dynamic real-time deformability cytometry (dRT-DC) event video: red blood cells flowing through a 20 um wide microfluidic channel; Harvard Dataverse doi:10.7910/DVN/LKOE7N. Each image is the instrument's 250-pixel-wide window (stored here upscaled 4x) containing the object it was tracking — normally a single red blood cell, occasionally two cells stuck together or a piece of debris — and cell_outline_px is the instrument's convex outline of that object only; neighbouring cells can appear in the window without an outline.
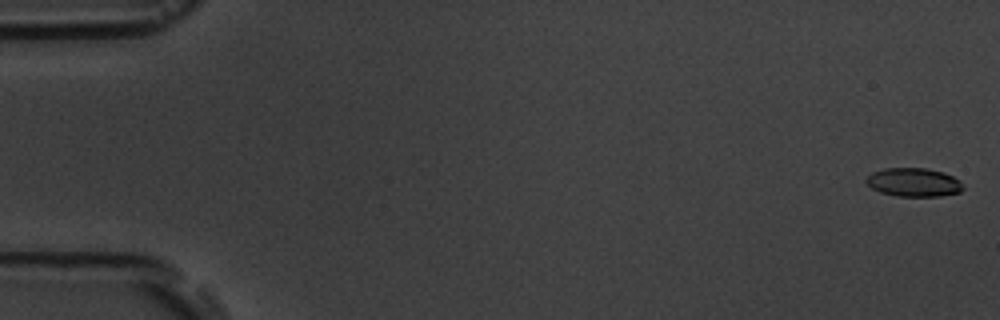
{"species": "common noctule bat (a hibernating species)", "species_latin": "Nyctalus noctula", "temperature_condition": "room temperature", "stored_images_in_passage": 6, "camera_frame_rate_fps": 3000, "um_per_image_px": 0.085, "animal": {"sex": "male", "body_mass_g": 19.5, "forearm_length_mm": 54.6}, "frame": {"image": 1, "passage_image": 1, "time_ms": 0.0, "image_size_px": [1000, 320], "cell_outline_px": [[964, 188], [960, 192], [940, 196], [896, 196], [880, 192], [872, 188], [864, 180], [872, 172], [884, 168], [924, 168], [944, 172], [960, 180]], "centroid_in_image_um": [77.66, 15.49], "position_along_channel_um": 7.3, "area_um2": 16.18}}
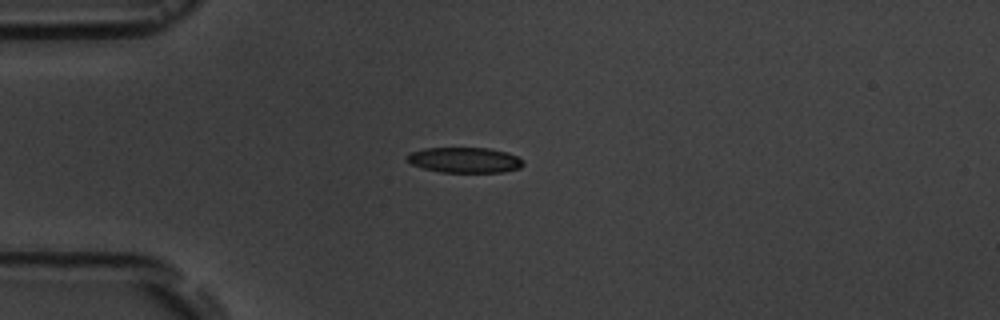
{"frame": {"image": 2, "passage_image": 4, "time_ms": 4.667, "image_size_px": [1000, 320], "cell_outline_px": [[524, 164], [520, 168], [504, 172], [440, 172], [424, 168], [412, 164], [404, 160], [404, 156], [408, 152], [424, 148], [488, 148], [508, 152], [524, 160]], "centroid_in_image_um": [39.46, 13.6], "position_along_channel_um": 45.5, "area_um2": 17.46}}
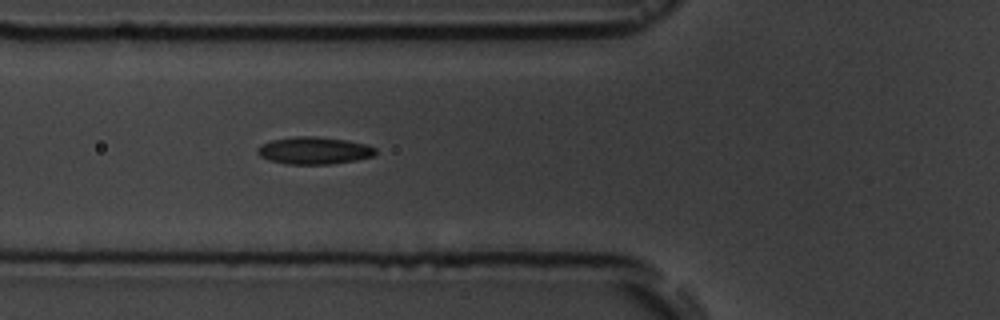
{"frame": {"image": 3, "passage_image": 6, "time_ms": 6.667, "image_size_px": [1000, 320], "cell_outline_px": [[376, 152], [372, 156], [356, 160], [328, 164], [288, 164], [268, 160], [260, 156], [256, 152], [256, 148], [260, 144], [272, 140], [296, 136], [316, 136], [348, 140], [364, 144], [376, 148]], "centroid_in_image_um": [26.65, 12.79], "position_along_channel_um": 99.1, "area_um2": 18.79}}